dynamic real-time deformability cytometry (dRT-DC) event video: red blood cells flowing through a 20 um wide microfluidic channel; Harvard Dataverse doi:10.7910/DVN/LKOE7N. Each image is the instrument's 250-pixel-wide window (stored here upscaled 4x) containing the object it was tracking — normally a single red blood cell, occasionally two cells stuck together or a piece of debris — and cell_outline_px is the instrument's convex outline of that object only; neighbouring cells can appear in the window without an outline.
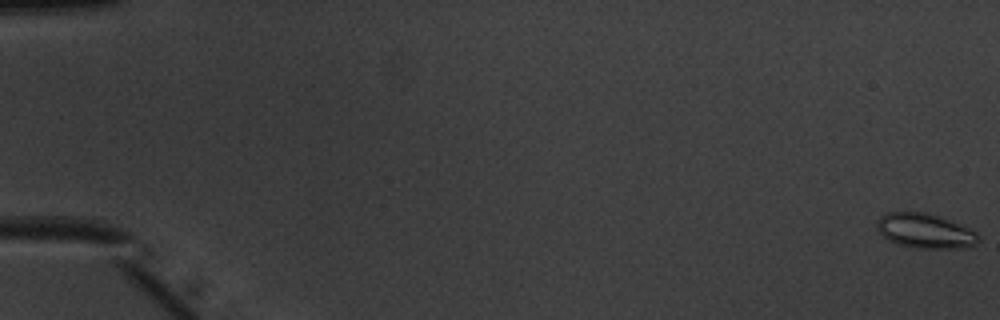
{"species": "common noctule bat (a hibernating species)", "species_latin": "Nyctalus noctula", "temperature_condition": "warm", "stored_images_in_passage": 53, "camera_frame_rate_fps": 3000, "um_per_image_px": 0.085, "animal": {"sex": "male", "body_mass_g": 20.1, "forearm_length_mm": 53.5}, "frame": {"image": 1, "passage_image": 1, "time_ms": 0.0, "image_size_px": [1000, 320], "cell_outline_px": [[980, 240], [976, 244], [964, 248], [912, 248], [896, 244], [888, 240], [876, 228], [876, 220], [880, 216], [888, 212], [928, 212], [940, 216], [960, 224], [976, 232], [980, 236]], "centroid_in_image_um": [78.62, 19.63], "position_along_channel_um": 6.4, "area_um2": 20.81}}
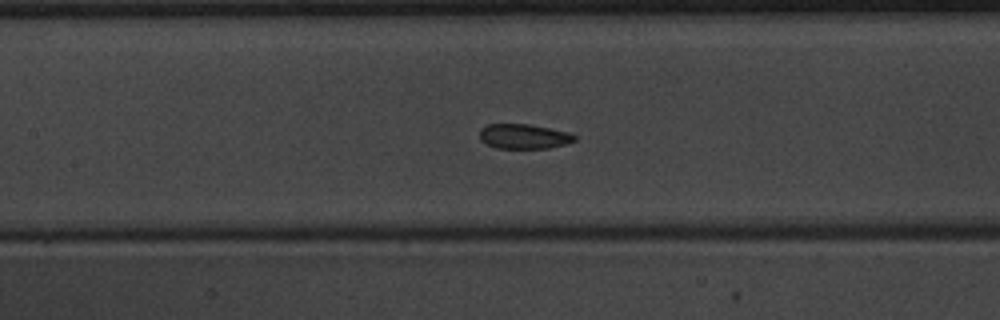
{"frame": {"image": 2, "passage_image": 26, "time_ms": 8.333, "image_size_px": [1000, 320], "cell_outline_px": [[576, 140], [568, 144], [548, 148], [496, 148], [480, 140], [480, 128], [488, 124], [528, 124], [572, 132], [576, 136]], "centroid_in_image_um": [44.57, 11.59], "position_along_channel_um": 162.8, "area_um2": 13.87}}
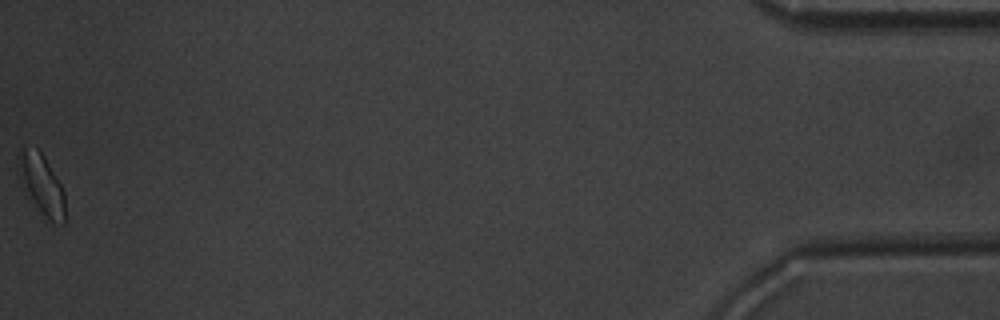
{"frame": {"image": 3, "passage_image": 53, "time_ms": 17.333, "image_size_px": [1000, 320], "cell_outline_px": [[64, 224], [52, 224], [48, 220], [36, 204], [28, 192], [24, 180], [24, 148], [36, 148], [44, 156], [60, 184], [64, 192]], "centroid_in_image_um": [3.72, 15.82], "position_along_channel_um": 431.5, "area_um2": 14.33}, "authors_computed_cell_mechanics": {"area_um2": 14.739, "velocity_mm_per_s": 3.9912, "shape_relaxation_time_tau1_ms": 3.0127, "shape_relaxation_time_tau2_ms": 1.6726, "deformation_change_tau1": 0.0893, "deformation_change_tau2": 0.0525}}